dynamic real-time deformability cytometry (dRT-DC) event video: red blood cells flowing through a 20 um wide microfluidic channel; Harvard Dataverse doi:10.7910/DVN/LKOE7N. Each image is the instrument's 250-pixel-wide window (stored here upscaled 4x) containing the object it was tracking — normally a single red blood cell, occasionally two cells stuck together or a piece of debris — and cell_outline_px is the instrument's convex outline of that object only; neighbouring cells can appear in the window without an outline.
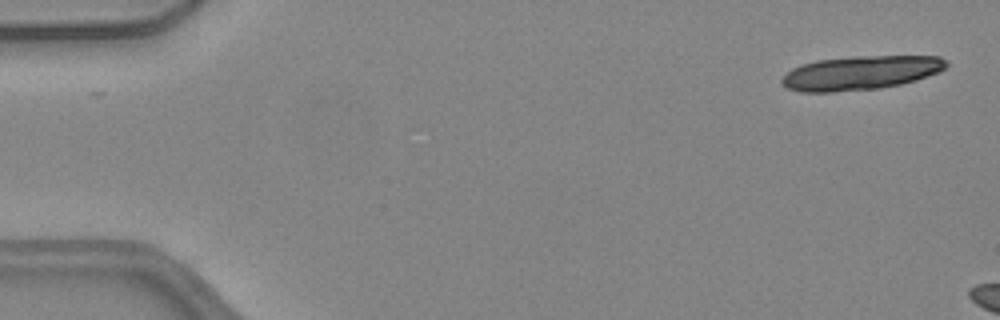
{"species": "common noctule bat (a hibernating species)", "species_latin": "Nyctalus noctula", "temperature_condition": "warm", "stored_images_in_passage": 6, "camera_frame_rate_fps": 3000, "um_per_image_px": 0.085, "animal": {"sex": "female", "body_mass_g": 24.6, "forearm_length_mm": 56.2}, "frame": {"image": 1, "passage_image": 1, "time_ms": 0.0, "image_size_px": [1000, 320], "cell_outline_px": [[948, 64], [944, 68], [928, 76], [916, 80], [900, 84], [880, 88], [832, 92], [800, 92], [788, 88], [780, 80], [792, 68], [800, 64], [816, 60], [852, 56], [940, 56]], "centroid_in_image_um": [73.12, 6.18], "position_along_channel_um": 11.9, "area_um2": 32.48}}